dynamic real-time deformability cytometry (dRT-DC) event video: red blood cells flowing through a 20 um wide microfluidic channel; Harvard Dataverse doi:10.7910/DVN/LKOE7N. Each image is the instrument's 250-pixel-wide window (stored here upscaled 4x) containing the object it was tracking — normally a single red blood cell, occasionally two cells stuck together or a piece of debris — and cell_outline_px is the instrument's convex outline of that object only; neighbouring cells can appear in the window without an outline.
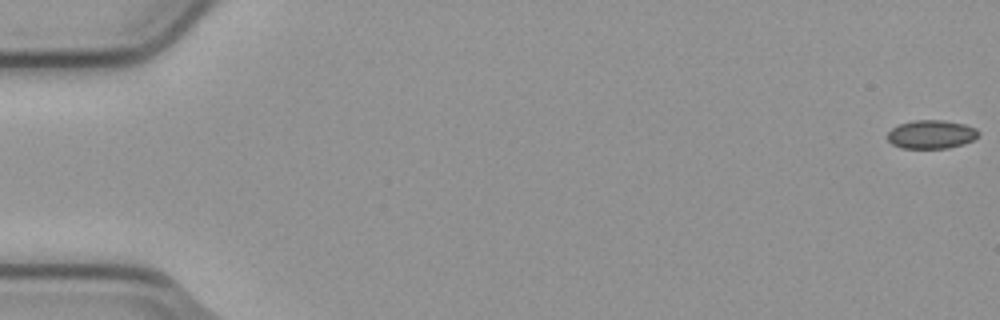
{"species": "common noctule bat (a hibernating species)", "species_latin": "Nyctalus noctula", "temperature_condition": "cold", "stored_images_in_passage": 8, "camera_frame_rate_fps": 3000, "um_per_image_px": 0.085, "animal": {"sex": "male", "body_mass_g": 23.1, "forearm_length_mm": 52.7}, "frame": {"image": 1, "passage_image": 1, "time_ms": 0.0, "image_size_px": [1000, 320], "cell_outline_px": [[980, 132], [972, 140], [964, 144], [948, 148], [900, 148], [892, 144], [888, 140], [888, 132], [892, 128], [900, 124], [916, 120], [944, 120], [964, 124], [976, 128]], "centroid_in_image_um": [79.16, 11.42], "position_along_channel_um": 5.8, "area_um2": 15.09}}
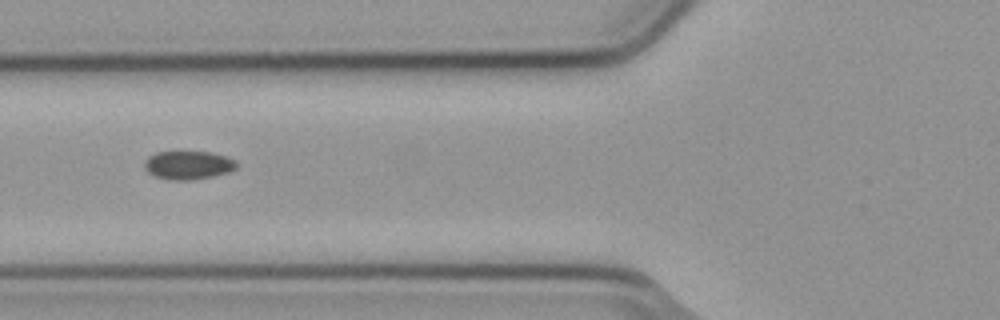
{"frame": {"image": 2, "passage_image": 7, "time_ms": 2.0, "image_size_px": [1000, 320], "cell_outline_px": [[236, 168], [228, 172], [212, 176], [192, 180], [168, 180], [156, 176], [148, 172], [144, 168], [144, 160], [148, 156], [156, 152], [212, 152], [236, 160]], "centroid_in_image_um": [15.97, 14.03], "position_along_channel_um": 109.8, "area_um2": 15.26}}
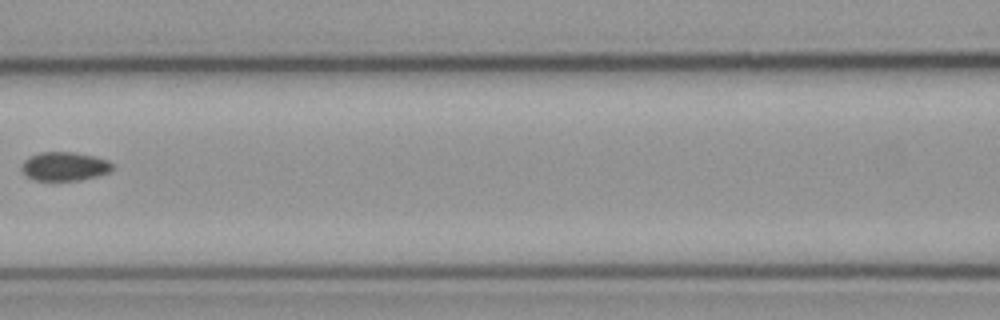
{"frame": {"image": 3, "passage_image": 8, "time_ms": 2.333, "image_size_px": [1000, 320], "cell_outline_px": [[116, 168], [108, 172], [96, 176], [76, 180], [36, 180], [24, 176], [20, 168], [24, 160], [28, 156], [40, 152], [76, 152], [96, 156], [108, 160]], "centroid_in_image_um": [5.46, 14.12], "position_along_channel_um": 161.1, "area_um2": 15.43}}